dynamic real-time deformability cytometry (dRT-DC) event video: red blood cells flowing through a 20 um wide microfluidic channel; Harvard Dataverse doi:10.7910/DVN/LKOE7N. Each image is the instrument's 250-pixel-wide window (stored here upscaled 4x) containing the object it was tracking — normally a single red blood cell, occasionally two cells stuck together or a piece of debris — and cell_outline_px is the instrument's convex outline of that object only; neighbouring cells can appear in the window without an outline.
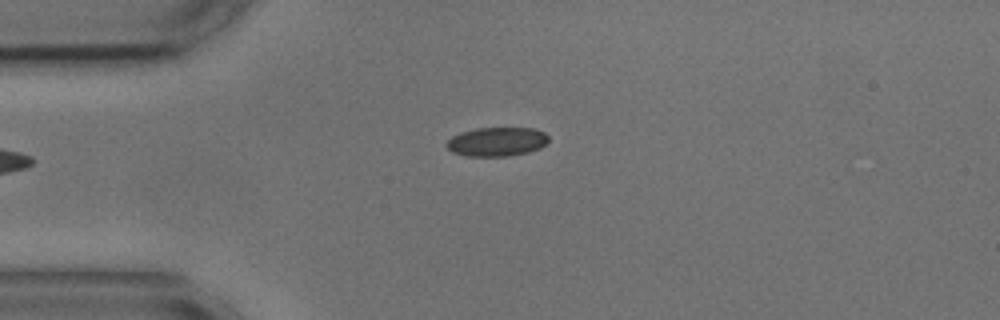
{"species": "common noctule bat (a hibernating species)", "species_latin": "Nyctalus noctula", "temperature_condition": "cold", "stored_images_in_passage": 38, "camera_frame_rate_fps": 3000, "um_per_image_px": 0.085, "animal": {"sex": "male", "body_mass_g": 17.9, "forearm_length_mm": 54.2}, "frame": {"image": 1, "passage_image": 1, "time_ms": 0.0, "image_size_px": [1000, 320], "cell_outline_px": [[548, 140], [540, 148], [528, 152], [508, 156], [468, 156], [452, 152], [444, 144], [452, 136], [460, 132], [476, 128], [536, 128], [544, 132], [548, 136]], "centroid_in_image_um": [42.21, 12.04], "position_along_channel_um": 42.8, "area_um2": 17.28}}
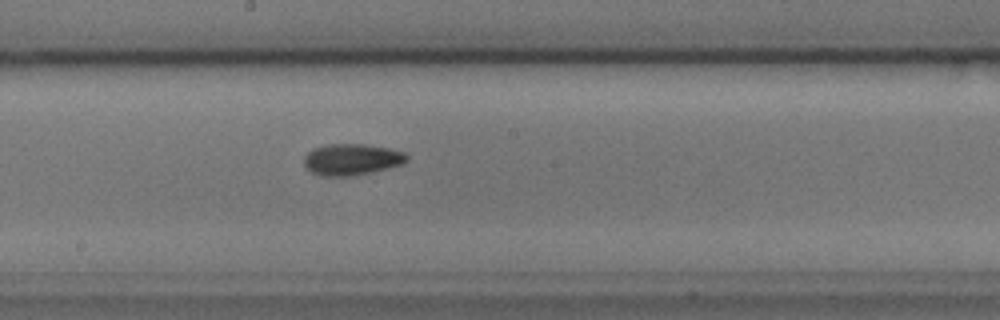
{"frame": {"image": 2, "passage_image": 17, "time_ms": 5.333, "image_size_px": [1000, 320], "cell_outline_px": [[408, 160], [404, 164], [372, 172], [352, 176], [320, 176], [312, 172], [304, 164], [304, 156], [312, 148], [328, 144], [364, 144], [388, 148], [404, 152], [408, 156]], "centroid_in_image_um": [29.9, 13.55], "position_along_channel_um": 218.3, "area_um2": 18.9}, "authors_computed_cell_mechanics": {"area_um2": 17.9469, "velocity_mm_per_s": 3.6194, "shape_relaxation_time_tau1_ms": 2.5826, "shape_relaxation_time_tau2_ms": null, "deformation_change_tau1": 0.1079, "deformation_change_tau2": null}}